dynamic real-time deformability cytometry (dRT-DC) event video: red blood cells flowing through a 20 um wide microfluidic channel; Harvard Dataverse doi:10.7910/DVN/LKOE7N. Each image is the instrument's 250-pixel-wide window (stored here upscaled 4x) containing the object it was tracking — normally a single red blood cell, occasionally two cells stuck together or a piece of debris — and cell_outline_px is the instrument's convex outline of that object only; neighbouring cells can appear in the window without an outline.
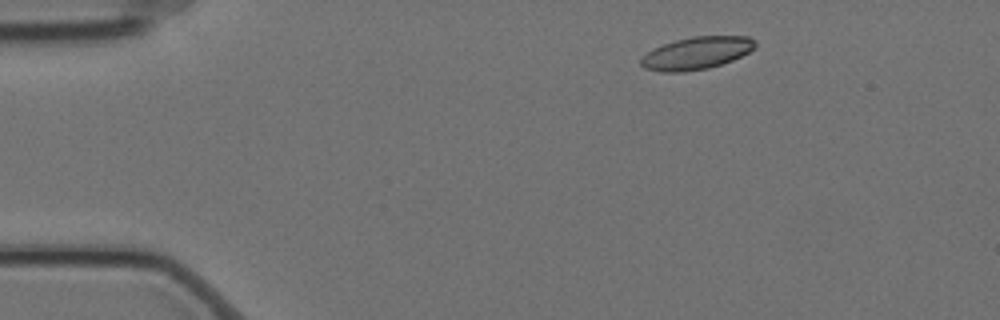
{"species": "Egyptian fruit bat (a non-hibernating species)", "species_latin": "Rousettus aegyptiacus", "temperature_condition": "cold", "stored_images_in_passage": 6, "camera_frame_rate_fps": 3000, "um_per_image_px": 0.085, "animal": {"sex": "female"}, "frame": {"image": 1, "passage_image": 2, "time_ms": 0.333, "image_size_px": [1000, 320], "cell_outline_px": [[756, 48], [732, 60], [708, 68], [684, 72], [660, 72], [644, 68], [640, 64], [640, 60], [652, 48], [676, 40], [692, 36], [748, 36], [756, 40]], "centroid_in_image_um": [59.21, 4.51], "position_along_channel_um": 25.8, "area_um2": 21.62}}
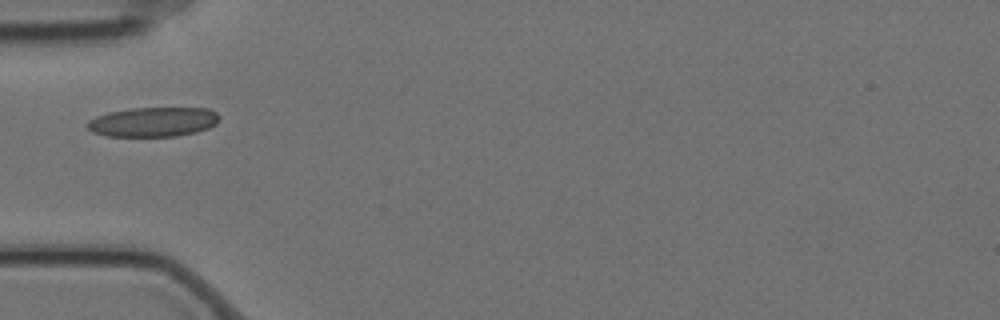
{"frame": {"image": 2, "passage_image": 5, "time_ms": 1.333, "image_size_px": [1000, 320], "cell_outline_px": [[220, 120], [216, 124], [208, 128], [196, 132], [176, 136], [108, 136], [92, 132], [88, 128], [88, 120], [96, 116], [108, 112], [132, 108], [208, 108], [216, 112], [220, 116]], "centroid_in_image_um": [13.04, 10.36], "position_along_channel_um": 72.0, "area_um2": 22.77}}
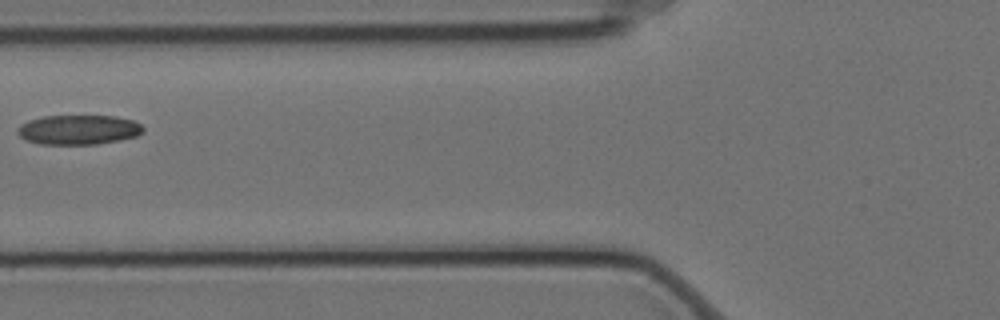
{"frame": {"image": 3, "passage_image": 6, "time_ms": 1.667, "image_size_px": [1000, 320], "cell_outline_px": [[144, 132], [136, 136], [120, 140], [96, 144], [40, 144], [24, 140], [16, 132], [20, 124], [28, 120], [44, 116], [116, 116], [136, 120], [144, 128]], "centroid_in_image_um": [6.68, 11.02], "position_along_channel_um": 119.1, "area_um2": 21.91}}